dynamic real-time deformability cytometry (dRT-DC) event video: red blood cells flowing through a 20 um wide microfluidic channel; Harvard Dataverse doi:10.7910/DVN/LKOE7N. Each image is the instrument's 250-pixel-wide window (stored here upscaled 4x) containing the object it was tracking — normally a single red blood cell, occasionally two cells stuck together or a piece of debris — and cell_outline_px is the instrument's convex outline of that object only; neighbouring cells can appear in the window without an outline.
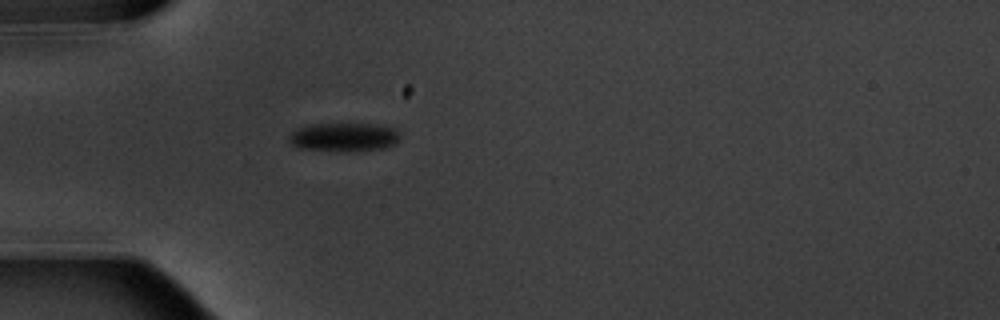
{"species": "common noctule bat (a hibernating species)", "species_latin": "Nyctalus noctula", "temperature_condition": "warm", "stored_images_in_passage": 1, "camera_frame_rate_fps": 3000, "um_per_image_px": 0.085, "animal": {"sex": "male", "body_mass_g": 20.1, "forearm_length_mm": 53.5}, "frame": {"image": 1, "passage_image": 1, "time_ms": 0.0, "image_size_px": [1000, 320], "cell_outline_px": [[400, 140], [396, 144], [384, 148], [348, 152], [340, 152], [300, 148], [292, 144], [288, 140], [288, 136], [292, 132], [308, 124], [368, 124], [396, 128], [400, 136]], "centroid_in_image_um": [29.25, 11.67], "position_along_channel_um": 55.7, "area_um2": 18.73}}